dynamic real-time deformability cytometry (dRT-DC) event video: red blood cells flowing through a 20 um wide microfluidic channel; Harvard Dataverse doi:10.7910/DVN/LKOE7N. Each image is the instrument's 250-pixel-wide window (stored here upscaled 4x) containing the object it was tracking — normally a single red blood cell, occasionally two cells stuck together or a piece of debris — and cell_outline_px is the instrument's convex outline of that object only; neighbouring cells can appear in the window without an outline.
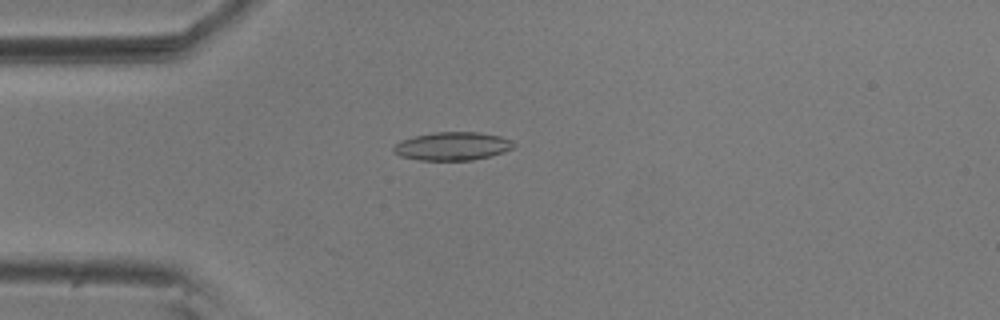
{"species": "common noctule bat (a hibernating species)", "species_latin": "Nyctalus noctula", "temperature_condition": "room temperature", "stored_images_in_passage": 55, "camera_frame_rate_fps": 3000, "um_per_image_px": 0.085, "animal": {"sex": "male", "body_mass_g": 20.5, "forearm_length_mm": 52.5}, "frame": {"image": 1, "passage_image": 14, "time_ms": 4.333, "image_size_px": [1000, 320], "cell_outline_px": [[516, 144], [512, 148], [504, 152], [472, 160], [420, 160], [400, 156], [392, 152], [392, 148], [400, 140], [416, 136], [436, 132], [476, 132], [500, 136], [512, 140]], "centroid_in_image_um": [38.44, 12.42], "position_along_channel_um": 46.6, "area_um2": 19.71}}
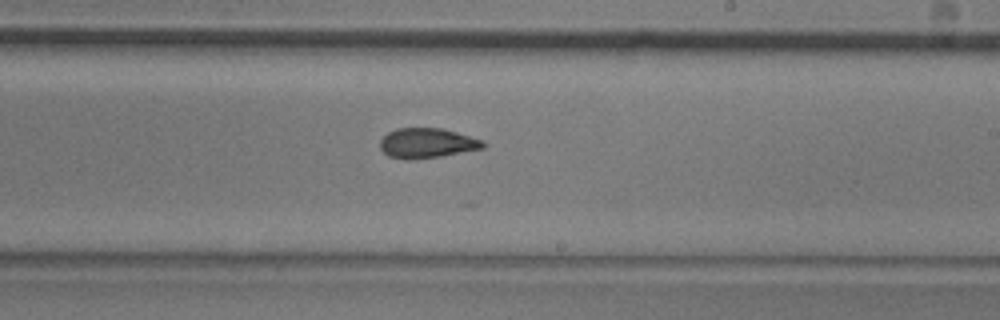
{"frame": {"image": 2, "passage_image": 32, "time_ms": 10.333, "image_size_px": [1000, 320], "cell_outline_px": [[488, 144], [484, 148], [440, 156], [388, 156], [380, 148], [380, 140], [388, 132], [396, 128], [444, 128], [484, 140]], "centroid_in_image_um": [36.38, 12.1], "position_along_channel_um": 252.6, "area_um2": 17.34}}
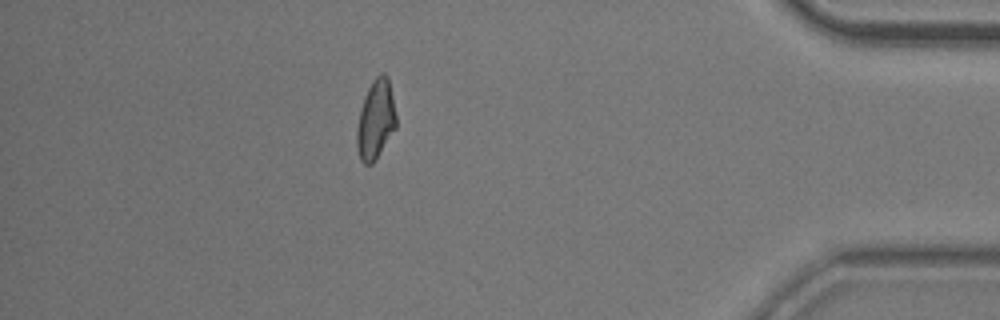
{"frame": {"image": 3, "passage_image": 48, "time_ms": 15.667, "image_size_px": [1000, 320], "cell_outline_px": [[396, 128], [376, 160], [372, 164], [364, 164], [360, 160], [356, 148], [356, 128], [360, 108], [364, 96], [372, 80], [380, 72], [384, 72], [388, 76], [396, 116]], "centroid_in_image_um": [31.91, 10.18], "position_along_channel_um": 403.3, "area_um2": 18.5}, "authors_computed_cell_mechanics": {"area_um2": 18.3804, "velocity_mm_per_s": 3.6565, "shape_relaxation_time_tau1_ms": null, "shape_relaxation_time_tau2_ms": 2.4715, "deformation_change_tau1": null, "deformation_change_tau2": 0.0888}}